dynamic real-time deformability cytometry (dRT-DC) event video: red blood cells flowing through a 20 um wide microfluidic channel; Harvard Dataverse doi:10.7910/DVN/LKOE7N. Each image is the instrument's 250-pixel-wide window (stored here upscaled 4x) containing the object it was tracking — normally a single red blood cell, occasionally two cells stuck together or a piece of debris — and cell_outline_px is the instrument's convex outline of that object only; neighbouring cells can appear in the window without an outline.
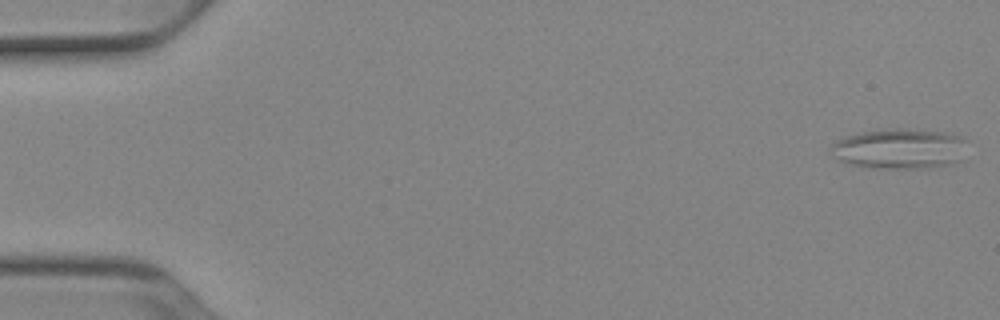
{"species": "Egyptian fruit bat (a non-hibernating species)", "species_latin": "Rousettus aegyptiacus", "temperature_condition": "cold", "stored_images_in_passage": 52, "camera_frame_rate_fps": 3000, "um_per_image_px": 0.085, "animal": {"sex": "female"}, "frame": {"image": 1, "passage_image": 1, "time_ms": 0.0, "image_size_px": [1000, 320], "cell_outline_px": [[964, 140], [956, 160], [952, 164], [928, 168], [868, 168], [852, 164], [840, 160], [828, 148], [836, 140], [844, 136], [860, 132], [896, 128], [900, 128], [940, 132], [956, 136]], "centroid_in_image_um": [76.33, 12.65], "position_along_channel_um": 8.7, "area_um2": 31.21}}
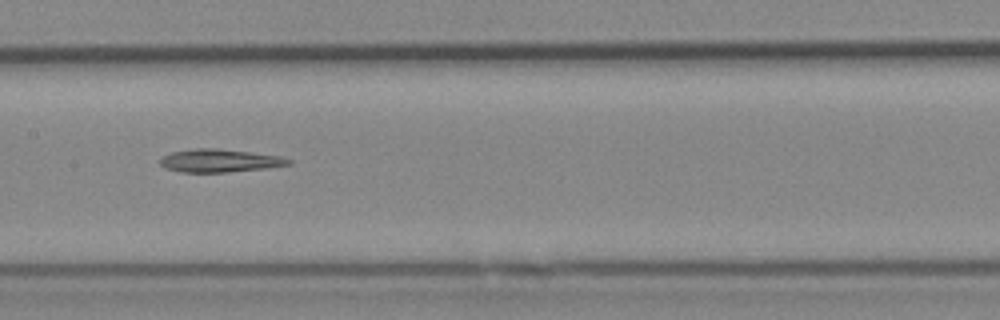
{"frame": {"image": 2, "passage_image": 26, "time_ms": 8.333, "image_size_px": [1000, 320], "cell_outline_px": [[292, 164], [268, 168], [228, 172], [180, 172], [164, 168], [160, 164], [160, 160], [164, 156], [172, 152], [196, 148], [216, 148], [280, 156], [292, 160]], "centroid_in_image_um": [18.68, 13.66], "position_along_channel_um": 188.7, "area_um2": 17.17}}
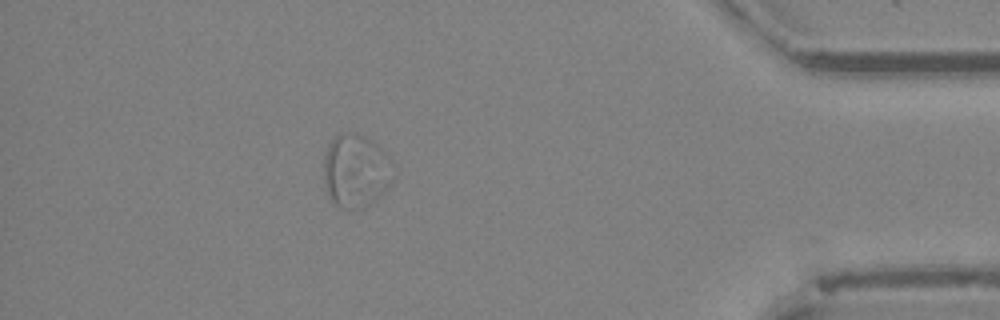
{"frame": {"image": 3, "passage_image": 46, "time_ms": 15.0, "image_size_px": [1000, 320], "cell_outline_px": [[392, 164], [388, 184], [384, 192], [380, 196], [368, 204], [360, 208], [340, 208], [332, 204], [328, 196], [324, 180], [324, 156], [328, 144], [336, 132], [356, 132], [372, 140], [380, 148]], "centroid_in_image_um": [30.16, 14.49], "position_along_channel_um": 405.0, "area_um2": 29.54}, "authors_computed_cell_mechanics": {"area_um2": 21.2126, "velocity_mm_per_s": 3.8827, "shape_relaxation_time_tau1_ms": null, "shape_relaxation_time_tau2_ms": 6.7792, "deformation_change_tau1": null, "deformation_change_tau2": 0.1212}}